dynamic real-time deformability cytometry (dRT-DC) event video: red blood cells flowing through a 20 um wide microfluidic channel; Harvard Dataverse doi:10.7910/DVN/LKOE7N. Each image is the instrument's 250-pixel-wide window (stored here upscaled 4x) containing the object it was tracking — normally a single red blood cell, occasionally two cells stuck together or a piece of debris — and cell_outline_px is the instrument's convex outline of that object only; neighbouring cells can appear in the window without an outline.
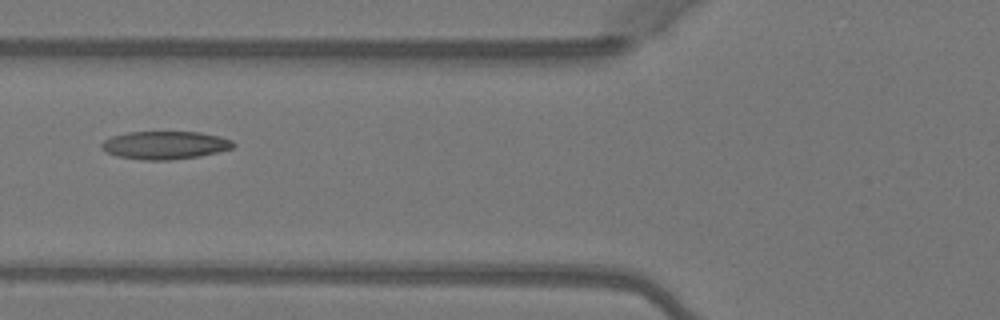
{"species": "Egyptian fruit bat (a non-hibernating species)", "species_latin": "Rousettus aegyptiacus", "temperature_condition": "warm", "stored_images_in_passage": 4, "camera_frame_rate_fps": 3000, "um_per_image_px": 0.085, "animal": {"sex": "female"}, "frame": {"image": 1, "passage_image": 4, "time_ms": 1.0, "image_size_px": [1000, 320], "cell_outline_px": [[236, 144], [232, 148], [200, 156], [172, 160], [140, 160], [116, 156], [100, 148], [100, 144], [104, 140], [112, 136], [128, 132], [200, 132], [220, 136], [232, 140]], "centroid_in_image_um": [14.01, 12.34], "position_along_channel_um": 111.8, "area_um2": 21.62}}